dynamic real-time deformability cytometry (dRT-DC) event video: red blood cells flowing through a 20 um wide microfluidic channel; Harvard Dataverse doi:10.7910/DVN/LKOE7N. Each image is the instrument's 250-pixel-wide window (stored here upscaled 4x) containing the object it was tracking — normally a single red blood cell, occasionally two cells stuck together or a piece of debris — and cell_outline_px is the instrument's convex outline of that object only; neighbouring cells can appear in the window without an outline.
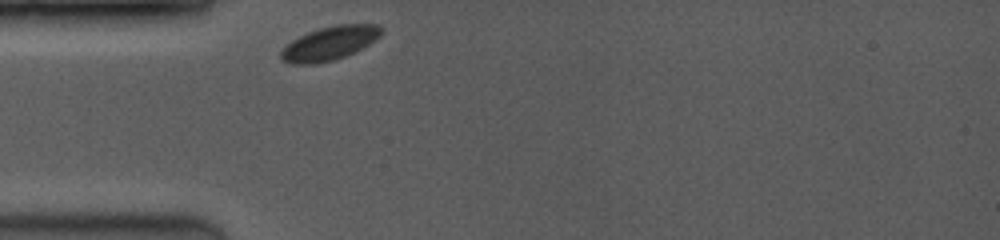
{"species": "common noctule bat (a hibernating species)", "species_latin": "Nyctalus noctula", "temperature_condition": "room temperature", "stored_images_in_passage": 38, "camera_frame_rate_fps": 3500, "um_per_image_px": 0.085, "animal": {"sex": "female", "body_mass_g": 19.0, "forearm_length_mm": 53.3}, "frame": {"image": 1, "passage_image": 1, "time_ms": 0.0, "image_size_px": [1000, 240], "cell_outline_px": [[384, 32], [380, 36], [368, 44], [344, 56], [332, 60], [316, 64], [288, 64], [280, 60], [280, 52], [292, 40], [308, 32], [320, 28], [336, 24], [376, 24], [384, 28]], "centroid_in_image_um": [28.0, 3.67], "position_along_channel_um": 57.0, "area_um2": 19.65}}
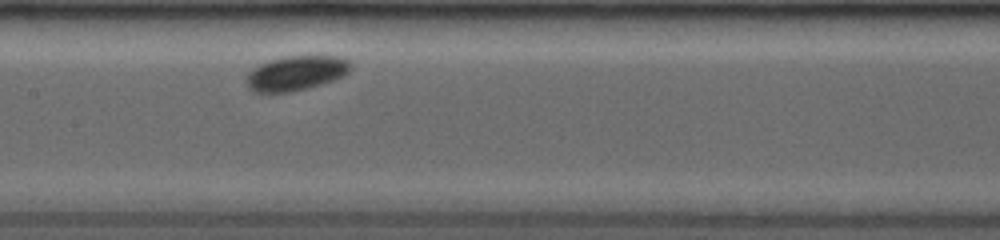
{"frame": {"image": 2, "passage_image": 16, "time_ms": 3.429, "image_size_px": [1000, 240], "cell_outline_px": [[352, 68], [348, 72], [332, 80], [308, 88], [292, 92], [256, 92], [248, 88], [248, 72], [252, 68], [268, 60], [288, 56], [340, 56], [348, 60], [352, 64]], "centroid_in_image_um": [25.17, 6.2], "position_along_channel_um": 182.2, "area_um2": 20.92}}
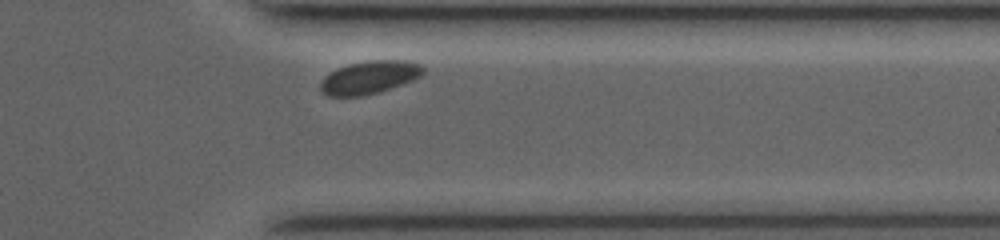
{"frame": {"image": 3, "passage_image": 35, "time_ms": 8.571, "image_size_px": [1000, 240], "cell_outline_px": [[424, 72], [420, 76], [412, 80], [376, 92], [360, 96], [328, 96], [320, 88], [320, 80], [324, 76], [348, 64], [368, 60], [408, 60], [420, 64], [424, 68]], "centroid_in_image_um": [31.4, 6.56], "position_along_channel_um": 380.0, "area_um2": 19.42}}